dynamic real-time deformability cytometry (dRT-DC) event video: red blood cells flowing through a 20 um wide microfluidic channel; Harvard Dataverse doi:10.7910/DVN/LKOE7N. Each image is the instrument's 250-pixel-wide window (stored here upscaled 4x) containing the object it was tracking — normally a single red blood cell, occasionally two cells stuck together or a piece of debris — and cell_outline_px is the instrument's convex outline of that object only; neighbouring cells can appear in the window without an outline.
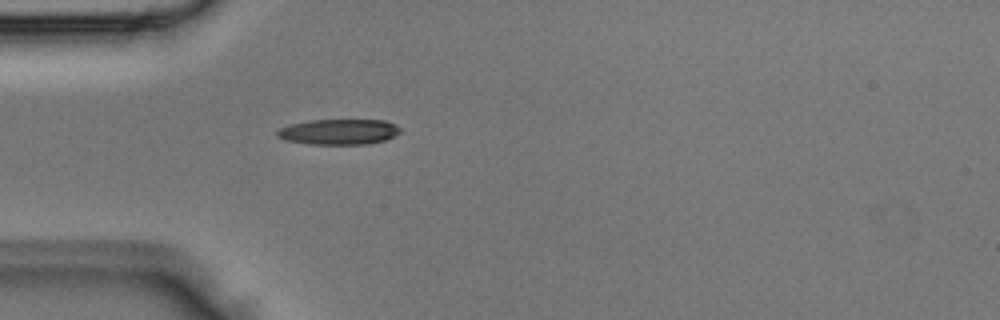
{"species": "Egyptian fruit bat (a non-hibernating species)", "species_latin": "Rousettus aegyptiacus", "temperature_condition": "room temperature", "stored_images_in_passage": 4, "camera_frame_rate_fps": 3000, "um_per_image_px": 0.085, "animal": {"sex": "male"}, "frame": {"image": 1, "passage_image": 4, "time_ms": 1.0, "image_size_px": [1000, 320], "cell_outline_px": [[400, 132], [396, 136], [384, 140], [368, 144], [308, 144], [284, 140], [276, 136], [276, 132], [280, 128], [292, 124], [308, 120], [384, 120], [396, 124], [400, 128]], "centroid_in_image_um": [28.81, 11.2], "position_along_channel_um": 56.2, "area_um2": 18.38}}